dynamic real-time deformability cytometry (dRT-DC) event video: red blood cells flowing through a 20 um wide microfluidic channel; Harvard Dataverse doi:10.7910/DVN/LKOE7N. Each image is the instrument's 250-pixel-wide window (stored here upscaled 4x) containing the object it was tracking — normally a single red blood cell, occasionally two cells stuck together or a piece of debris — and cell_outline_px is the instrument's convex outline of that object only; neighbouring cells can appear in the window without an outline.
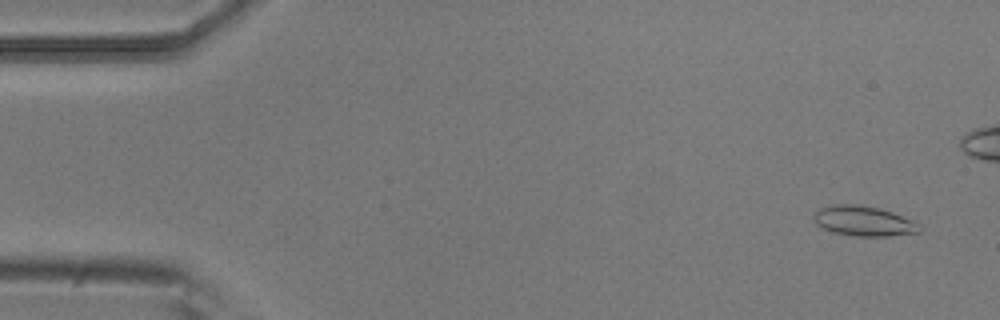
{"species": "common noctule bat (a hibernating species)", "species_latin": "Nyctalus noctula", "temperature_condition": "room temperature", "stored_images_in_passage": 3, "camera_frame_rate_fps": 3000, "um_per_image_px": 0.085, "animal": {"sex": "male", "body_mass_g": 20.5, "forearm_length_mm": 52.5}, "frame": {"image": 1, "passage_image": 1, "time_ms": 0.0, "image_size_px": [1000, 320], "cell_outline_px": [[924, 228], [920, 232], [888, 236], [852, 236], [832, 232], [816, 224], [816, 212], [820, 208], [832, 204], [860, 204], [880, 208], [892, 212], [912, 220], [920, 224]], "centroid_in_image_um": [73.47, 18.79], "position_along_channel_um": 11.5, "area_um2": 18.55}}